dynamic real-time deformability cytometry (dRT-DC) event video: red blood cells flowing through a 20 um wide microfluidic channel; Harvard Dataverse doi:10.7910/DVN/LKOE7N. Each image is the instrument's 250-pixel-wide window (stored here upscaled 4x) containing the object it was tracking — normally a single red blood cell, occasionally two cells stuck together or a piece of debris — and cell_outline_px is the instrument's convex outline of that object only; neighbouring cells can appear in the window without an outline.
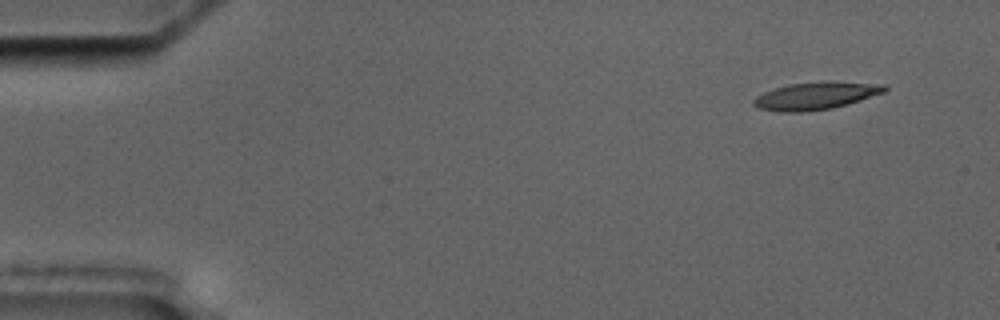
{"species": "common noctule bat (a hibernating species)", "species_latin": "Nyctalus noctula", "temperature_condition": "cold", "stored_images_in_passage": 7, "camera_frame_rate_fps": 3000, "um_per_image_px": 0.085, "animal": {"sex": "male", "body_mass_g": 17.5, "forearm_length_mm": 52.3}, "frame": {"image": 1, "passage_image": 7, "time_ms": 8.667, "image_size_px": [1000, 320], "cell_outline_px": [[888, 88], [884, 92], [848, 104], [832, 108], [808, 112], [780, 112], [760, 108], [752, 104], [752, 100], [756, 96], [764, 92], [788, 84], [888, 84]], "centroid_in_image_um": [69.26, 8.2], "position_along_channel_um": 15.7, "area_um2": 19.88}}